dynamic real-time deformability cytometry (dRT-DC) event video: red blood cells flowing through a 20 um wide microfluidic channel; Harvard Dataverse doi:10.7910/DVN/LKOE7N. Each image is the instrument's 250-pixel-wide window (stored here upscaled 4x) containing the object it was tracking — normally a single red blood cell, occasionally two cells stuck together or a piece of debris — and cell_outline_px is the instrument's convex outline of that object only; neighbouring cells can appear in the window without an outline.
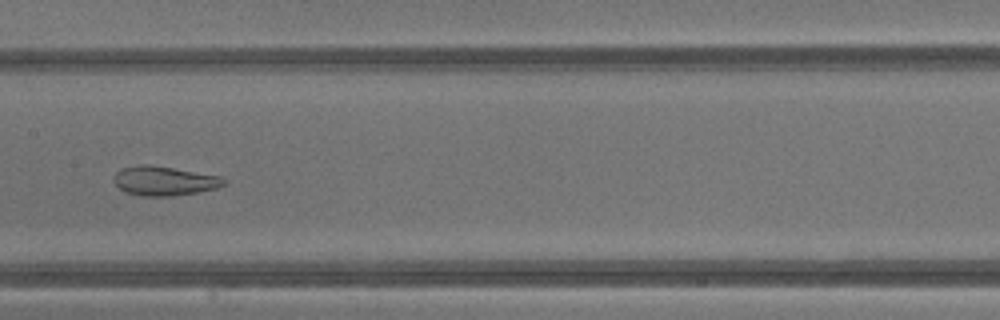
{"species": "common noctule bat (a hibernating species)", "species_latin": "Nyctalus noctula", "temperature_condition": "warm", "stored_images_in_passage": 36, "camera_frame_rate_fps": 3000, "um_per_image_px": 0.085, "animal": {"sex": "male", "body_mass_g": 13.3}, "frame": {"image": 1, "passage_image": 15, "time_ms": 4.667, "image_size_px": [1000, 320], "cell_outline_px": [[228, 184], [216, 188], [196, 192], [172, 196], [140, 196], [124, 192], [112, 180], [116, 172], [120, 168], [140, 164], [148, 164], [220, 176], [228, 180]], "centroid_in_image_um": [13.95, 15.37], "position_along_channel_um": 193.5, "area_um2": 18.9}}
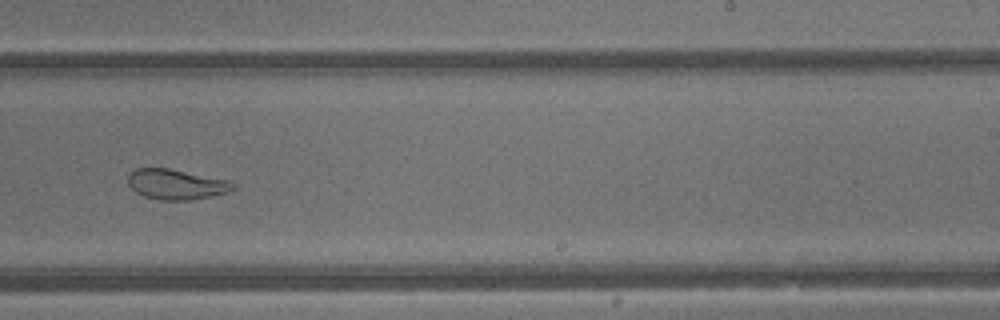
{"frame": {"image": 2, "passage_image": 20, "time_ms": 6.333, "image_size_px": [1000, 320], "cell_outline_px": [[236, 188], [228, 192], [188, 200], [160, 200], [144, 196], [136, 192], [128, 184], [128, 176], [136, 168], [168, 168], [228, 180], [236, 184]], "centroid_in_image_um": [14.98, 15.66], "position_along_channel_um": 274.0, "area_um2": 18.32}}
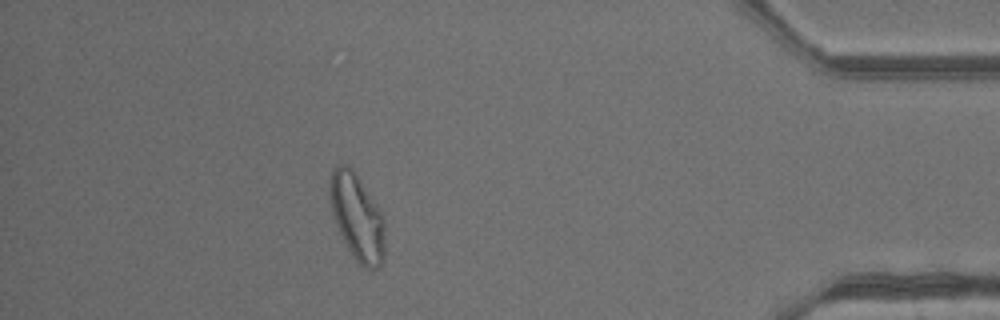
{"frame": {"image": 3, "passage_image": 31, "time_ms": 10.0, "image_size_px": [1000, 320], "cell_outline_px": [[384, 260], [376, 268], [368, 268], [360, 264], [356, 260], [348, 248], [332, 216], [328, 196], [328, 180], [336, 164], [348, 164], [356, 172], [380, 212], [384, 220]], "centroid_in_image_um": [30.31, 18.39], "position_along_channel_um": 404.9, "area_um2": 27.74}, "authors_computed_cell_mechanics": {"area_um2": 24.4205, "velocity_mm_per_s": 4.8757, "shape_relaxation_time_tau1_ms": null, "shape_relaxation_time_tau2_ms": 1.227, "deformation_change_tau1": null, "deformation_change_tau2": 0.0819}}